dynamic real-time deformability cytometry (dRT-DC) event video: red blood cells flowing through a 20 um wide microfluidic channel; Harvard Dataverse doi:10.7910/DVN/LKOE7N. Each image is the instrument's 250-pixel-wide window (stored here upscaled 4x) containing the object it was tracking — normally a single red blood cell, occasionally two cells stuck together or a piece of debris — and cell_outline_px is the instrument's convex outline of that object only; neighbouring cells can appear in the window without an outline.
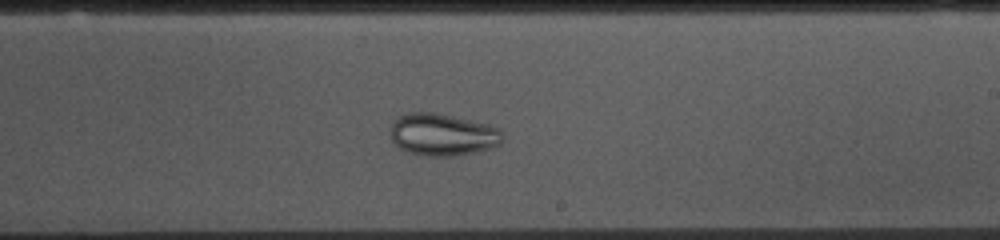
{"species": "common noctule bat (a hibernating species)", "species_latin": "Nyctalus noctula", "temperature_condition": "cold", "stored_images_in_passage": 53, "camera_frame_rate_fps": 3000, "um_per_image_px": 0.085, "animal": {"sex": "female", "body_mass_g": 10.0, "forearm_length_mm": 53.1}, "frame": {"image": 1, "passage_image": 30, "time_ms": 9.667, "image_size_px": [1000, 240], "cell_outline_px": [[504, 140], [500, 144], [492, 148], [452, 156], [428, 156], [408, 152], [400, 148], [392, 140], [388, 132], [392, 124], [400, 116], [408, 112], [436, 112], [488, 124], [500, 128], [504, 136]], "centroid_in_image_um": [37.63, 11.43], "position_along_channel_um": 251.4, "area_um2": 27.74}}
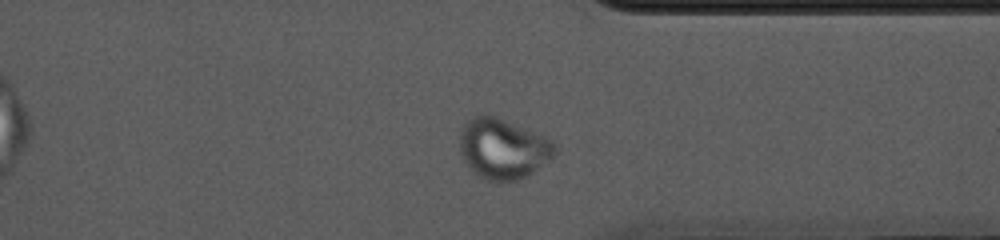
{"frame": {"image": 2, "passage_image": 40, "time_ms": 13.0, "image_size_px": [1000, 240], "cell_outline_px": [[556, 156], [528, 176], [520, 180], [488, 180], [480, 176], [468, 168], [460, 152], [460, 132], [464, 124], [468, 120], [476, 116], [496, 116], [544, 136], [552, 140], [556, 144]], "centroid_in_image_um": [42.78, 12.65], "position_along_channel_um": 368.6, "area_um2": 33.35}}
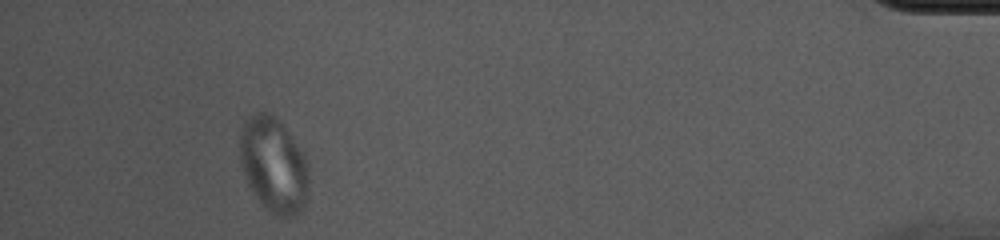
{"frame": {"image": 3, "passage_image": 49, "time_ms": 16.0, "image_size_px": [1000, 240], "cell_outline_px": [[308, 188], [304, 204], [300, 212], [292, 220], [276, 216], [252, 192], [248, 184], [240, 164], [240, 132], [244, 120], [252, 112], [264, 112], [276, 116], [284, 124], [304, 156], [308, 164]], "centroid_in_image_um": [23.25, 14.0], "position_along_channel_um": 411.9, "area_um2": 38.49}}